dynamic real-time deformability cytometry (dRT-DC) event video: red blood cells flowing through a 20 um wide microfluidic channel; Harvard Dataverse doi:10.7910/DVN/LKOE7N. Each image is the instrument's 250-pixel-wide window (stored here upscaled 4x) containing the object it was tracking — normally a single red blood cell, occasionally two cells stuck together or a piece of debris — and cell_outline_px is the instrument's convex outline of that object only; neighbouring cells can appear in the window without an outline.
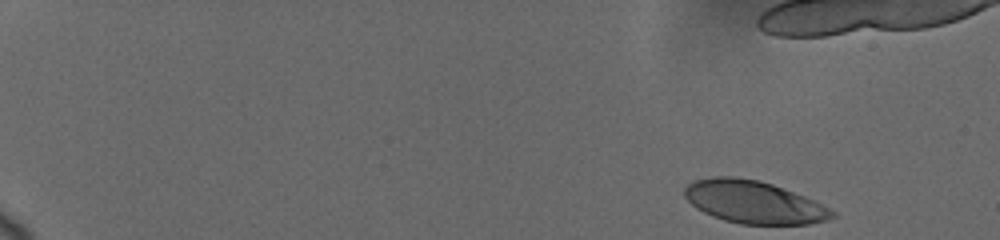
{"species": "human", "species_latin": "Homo sapiens", "temperature_condition": "cold", "stored_images_in_passage": 39, "camera_frame_rate_fps": 3000, "um_per_image_px": 0.085, "donor": {"sex": "female"}, "frame": {"image": 1, "passage_image": 1, "time_ms": 0.0, "image_size_px": [1000, 240], "cell_outline_px": [[836, 216], [828, 220], [808, 224], [740, 224], [724, 220], [712, 216], [696, 208], [684, 196], [684, 188], [688, 184], [696, 180], [712, 176], [732, 176], [756, 180], [772, 184], [804, 196], [836, 212]], "centroid_in_image_um": [64.05, 17.18], "position_along_channel_um": 21.0, "area_um2": 36.41}}
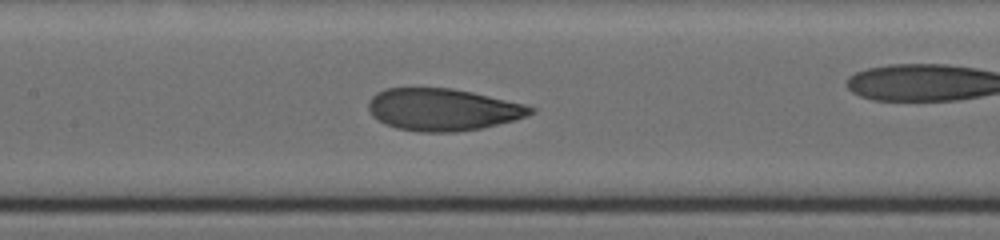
{"frame": {"image": 2, "passage_image": 24, "time_ms": 8.333, "image_size_px": [1000, 240], "cell_outline_px": [[536, 112], [528, 116], [480, 128], [456, 132], [420, 132], [396, 128], [384, 124], [372, 116], [368, 108], [368, 104], [372, 96], [376, 92], [384, 88], [452, 88], [472, 92], [524, 104], [536, 108]], "centroid_in_image_um": [37.61, 9.31], "position_along_channel_um": 169.8, "area_um2": 39.82}}
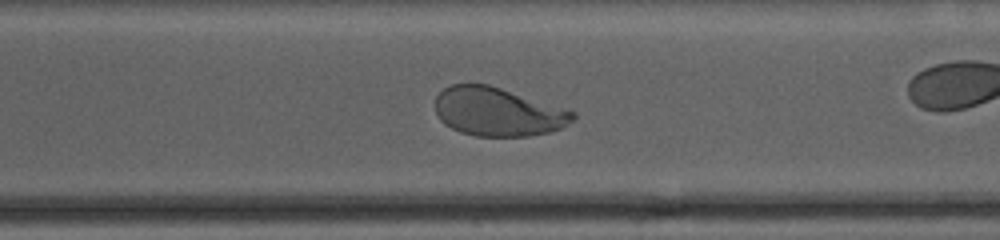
{"frame": {"image": 3, "passage_image": 34, "time_ms": 12.667, "image_size_px": [1000, 240], "cell_outline_px": [[576, 116], [572, 120], [560, 128], [548, 132], [528, 136], [476, 136], [460, 132], [444, 124], [440, 120], [436, 112], [436, 96], [444, 88], [452, 84], [488, 84], [576, 112]], "centroid_in_image_um": [42.28, 9.5], "position_along_channel_um": 328.3, "area_um2": 38.61}}